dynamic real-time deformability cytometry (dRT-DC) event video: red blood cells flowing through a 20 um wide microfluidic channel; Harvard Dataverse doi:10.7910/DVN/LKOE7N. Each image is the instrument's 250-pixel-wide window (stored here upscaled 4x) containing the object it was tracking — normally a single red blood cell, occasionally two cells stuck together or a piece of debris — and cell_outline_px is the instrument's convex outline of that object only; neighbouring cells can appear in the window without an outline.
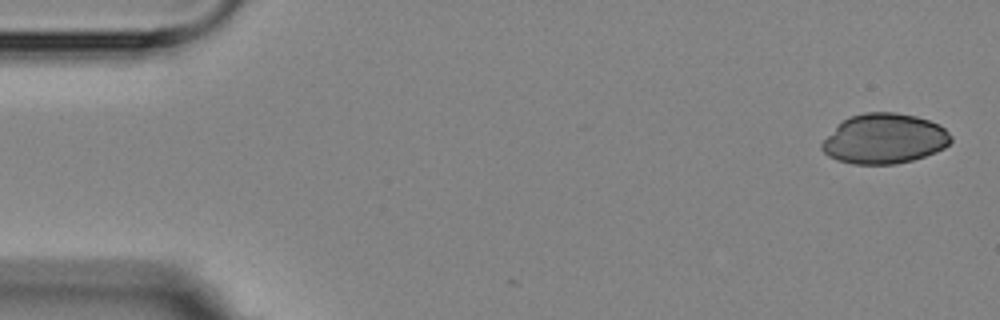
{"species": "Egyptian fruit bat (a non-hibernating species)", "species_latin": "Rousettus aegyptiacus", "temperature_condition": "room temperature", "stored_images_in_passage": 4, "camera_frame_rate_fps": 3000, "um_per_image_px": 0.085, "animal": {"sex": "female"}, "frame": {"image": 1, "passage_image": 1, "time_ms": 0.0, "image_size_px": [1000, 320], "cell_outline_px": [[952, 140], [944, 148], [936, 152], [912, 160], [896, 164], [852, 164], [836, 160], [828, 156], [820, 148], [820, 144], [836, 124], [852, 116], [864, 112], [896, 112], [916, 116], [940, 124], [952, 136]], "centroid_in_image_um": [75.15, 11.79], "position_along_channel_um": 9.8, "area_um2": 37.86}}